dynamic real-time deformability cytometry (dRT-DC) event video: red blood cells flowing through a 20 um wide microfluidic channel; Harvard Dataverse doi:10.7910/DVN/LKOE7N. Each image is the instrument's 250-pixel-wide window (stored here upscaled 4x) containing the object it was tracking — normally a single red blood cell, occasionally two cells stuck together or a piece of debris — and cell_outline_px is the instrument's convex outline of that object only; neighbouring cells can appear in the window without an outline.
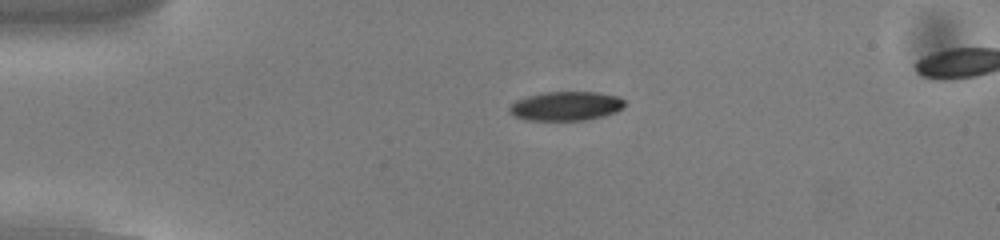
{"species": "common noctule bat (a hibernating species)", "species_latin": "Nyctalus noctula", "temperature_condition": "cold", "stored_images_in_passage": 55, "camera_frame_rate_fps": 3000, "um_per_image_px": 0.085, "animal": {"sex": "male", "body_mass_g": 13.0, "forearm_length_mm": 53.1}, "frame": {"image": 1, "passage_image": 13, "time_ms": 4.0, "image_size_px": [1000, 240], "cell_outline_px": [[624, 108], [616, 112], [604, 116], [584, 120], [524, 120], [508, 112], [508, 108], [516, 100], [528, 96], [544, 92], [596, 92], [620, 96], [624, 100]], "centroid_in_image_um": [48.13, 9.01], "position_along_channel_um": 36.9, "area_um2": 19.65}}
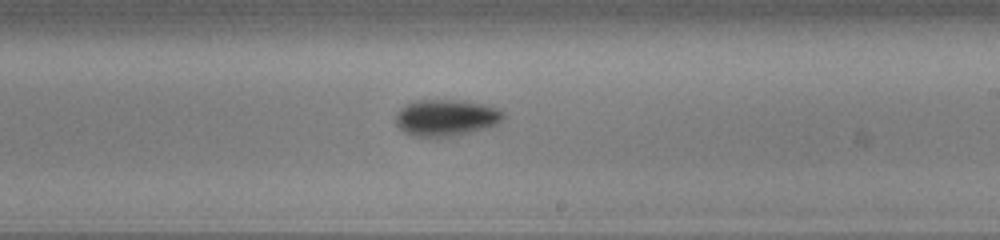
{"frame": {"image": 2, "passage_image": 33, "time_ms": 10.667, "image_size_px": [1000, 240], "cell_outline_px": [[504, 120], [496, 124], [484, 128], [456, 136], [412, 136], [404, 132], [396, 124], [396, 112], [404, 104], [416, 100], [464, 100], [484, 104], [496, 108], [504, 112]], "centroid_in_image_um": [37.9, 9.99], "position_along_channel_um": 251.1, "area_um2": 23.0}}
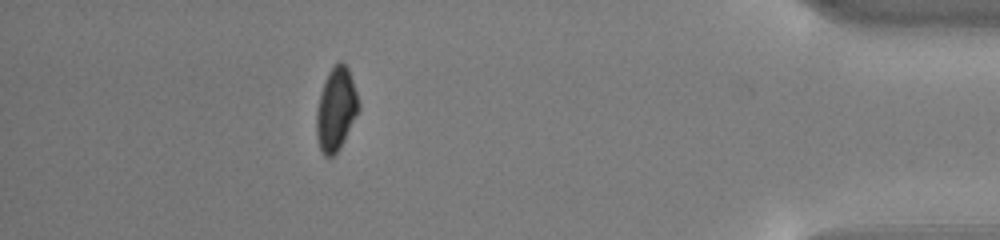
{"frame": {"image": 3, "passage_image": 49, "time_ms": 16.0, "image_size_px": [1000, 240], "cell_outline_px": [[360, 108], [340, 148], [332, 156], [324, 156], [320, 148], [316, 136], [316, 112], [320, 92], [328, 72], [340, 60], [348, 68], [360, 104]], "centroid_in_image_um": [28.55, 9.29], "position_along_channel_um": 406.6, "area_um2": 20.23}}